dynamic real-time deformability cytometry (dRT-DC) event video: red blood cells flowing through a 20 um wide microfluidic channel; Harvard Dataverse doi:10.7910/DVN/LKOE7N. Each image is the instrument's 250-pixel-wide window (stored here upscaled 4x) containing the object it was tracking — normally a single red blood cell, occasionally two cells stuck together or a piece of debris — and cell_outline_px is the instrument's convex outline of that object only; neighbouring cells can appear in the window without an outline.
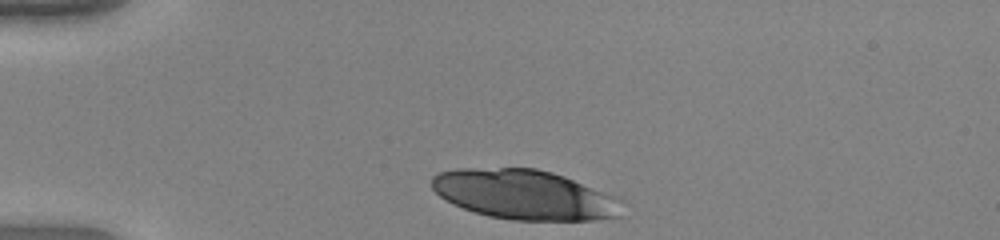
{"species": "human", "species_latin": "Homo sapiens", "temperature_condition": "warm", "stored_images_in_passage": 33, "camera_frame_rate_fps": 3000, "um_per_image_px": 0.085, "donor": {"sex": "female"}, "frame": {"image": 1, "passage_image": 1, "time_ms": 0.0, "image_size_px": [1000, 240], "cell_outline_px": [[628, 200], [624, 216], [596, 220], [512, 220], [488, 216], [452, 204], [440, 196], [432, 188], [432, 176], [440, 172], [456, 168], [536, 168], [552, 172], [564, 176], [620, 196]], "centroid_in_image_um": [44.73, 16.55], "position_along_channel_um": 40.3, "area_um2": 56.24}}
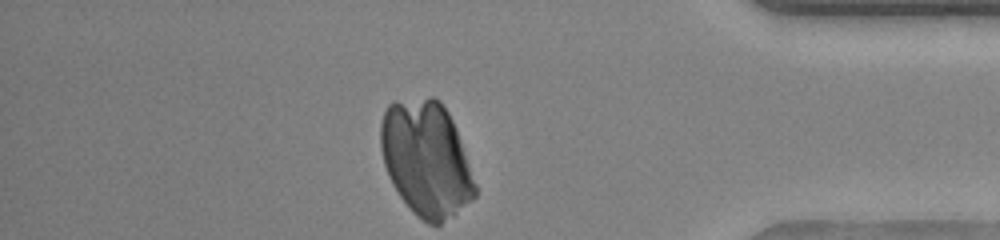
{"frame": {"image": 2, "passage_image": 33, "time_ms": 10.667, "image_size_px": [1000, 240], "cell_outline_px": [[476, 196], [472, 200], [452, 216], [440, 224], [428, 224], [416, 216], [412, 212], [400, 196], [392, 184], [388, 176], [384, 164], [380, 148], [380, 124], [384, 112], [388, 104], [392, 100], [428, 96], [432, 96], [440, 100], [448, 112], [456, 128], [476, 184]], "centroid_in_image_um": [36.2, 13.47], "position_along_channel_um": 399.0, "area_um2": 63.81}}